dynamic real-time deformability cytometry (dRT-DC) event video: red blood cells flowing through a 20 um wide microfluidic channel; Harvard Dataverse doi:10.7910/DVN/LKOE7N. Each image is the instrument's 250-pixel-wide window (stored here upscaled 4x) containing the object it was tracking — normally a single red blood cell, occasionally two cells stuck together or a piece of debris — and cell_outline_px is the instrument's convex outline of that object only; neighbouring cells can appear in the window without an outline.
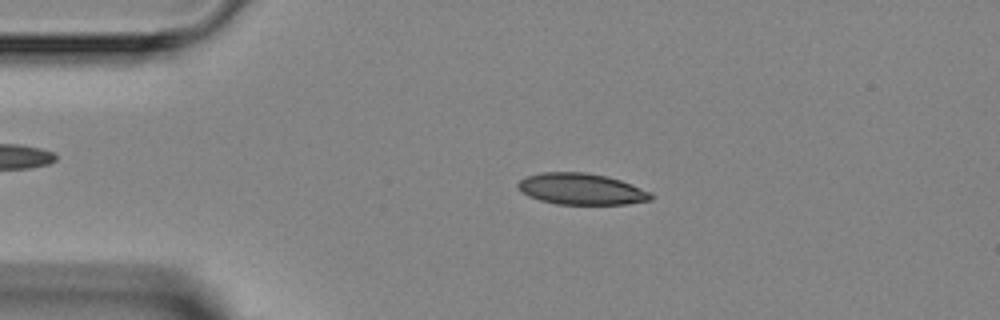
{"species": "Egyptian fruit bat (a non-hibernating species)", "species_latin": "Rousettus aegyptiacus", "temperature_condition": "room temperature", "stored_images_in_passage": 3, "camera_frame_rate_fps": 3000, "um_per_image_px": 0.085, "animal": {"sex": "female"}, "frame": {"image": 1, "passage_image": 2, "time_ms": 1.333, "image_size_px": [1000, 320], "cell_outline_px": [[652, 200], [628, 204], [556, 204], [540, 200], [528, 196], [520, 192], [516, 188], [516, 184], [520, 180], [528, 176], [544, 172], [584, 172], [608, 176], [632, 184], [648, 192], [652, 196]], "centroid_in_image_um": [49.37, 16.07], "position_along_channel_um": 35.6, "area_um2": 24.28}}